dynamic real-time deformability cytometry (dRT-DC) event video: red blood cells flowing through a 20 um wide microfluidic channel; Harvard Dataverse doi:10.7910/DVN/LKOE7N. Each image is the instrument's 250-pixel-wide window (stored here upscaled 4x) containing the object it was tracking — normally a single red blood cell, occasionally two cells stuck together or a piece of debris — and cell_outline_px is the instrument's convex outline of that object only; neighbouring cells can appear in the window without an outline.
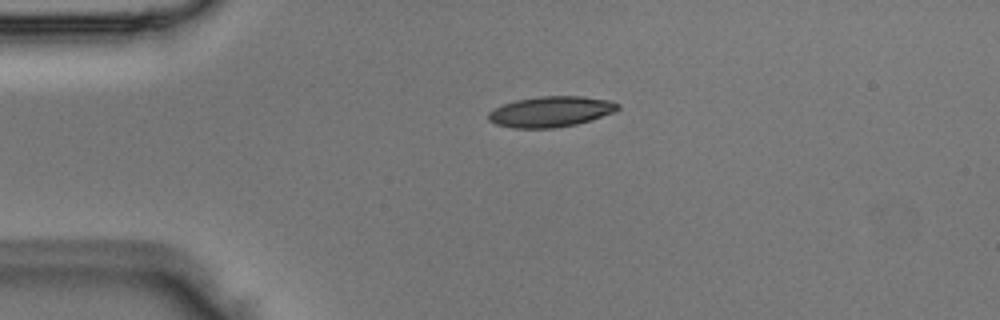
{"species": "Egyptian fruit bat (a non-hibernating species)", "species_latin": "Rousettus aegyptiacus", "temperature_condition": "room temperature", "stored_images_in_passage": 39, "camera_frame_rate_fps": 3000, "um_per_image_px": 0.085, "animal": {"sex": "male"}, "frame": {"image": 1, "passage_image": 1, "time_ms": 0.0, "image_size_px": [1000, 320], "cell_outline_px": [[620, 108], [616, 112], [576, 124], [556, 128], [512, 128], [496, 124], [488, 120], [488, 112], [504, 104], [516, 100], [540, 96], [584, 96], [608, 100], [620, 104]], "centroid_in_image_um": [46.84, 9.49], "position_along_channel_um": 38.2, "area_um2": 23.12}}
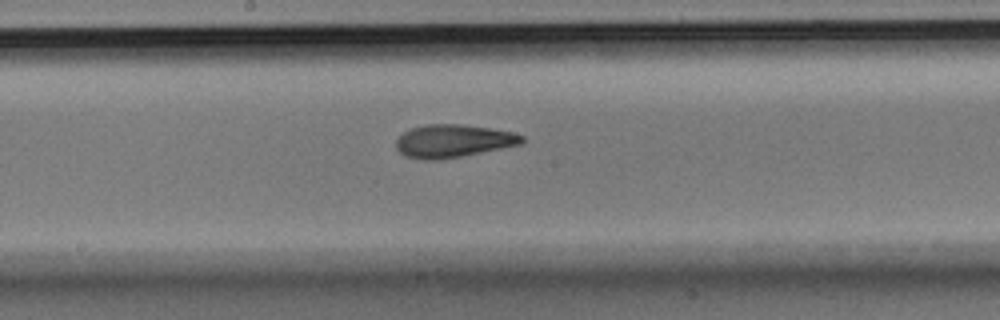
{"frame": {"image": 2, "passage_image": 16, "time_ms": 5.0, "image_size_px": [1000, 320], "cell_outline_px": [[524, 144], [460, 156], [432, 160], [424, 160], [404, 156], [396, 148], [396, 140], [404, 132], [412, 128], [428, 124], [460, 124], [492, 128], [512, 132], [524, 136]], "centroid_in_image_um": [38.54, 11.98], "position_along_channel_um": 209.7, "area_um2": 24.04}}
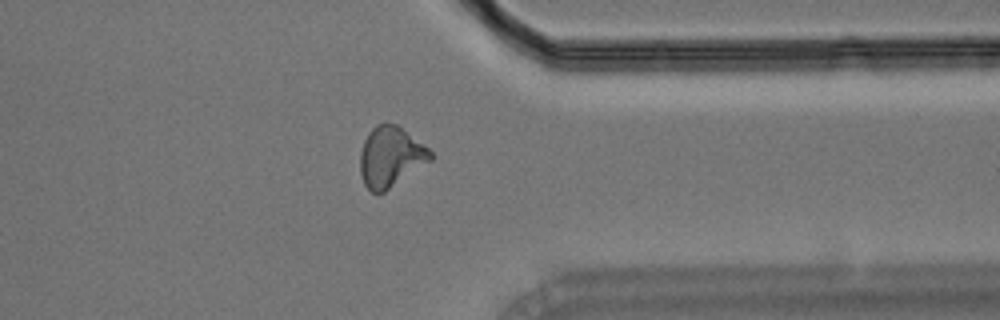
{"frame": {"image": 3, "passage_image": 29, "time_ms": 9.333, "image_size_px": [1000, 320], "cell_outline_px": [[432, 160], [384, 192], [376, 196], [364, 184], [360, 172], [360, 152], [364, 140], [368, 132], [376, 124], [384, 120], [396, 124], [428, 148], [432, 152]], "centroid_in_image_um": [33.17, 13.32], "position_along_channel_um": 378.2, "area_um2": 24.91}}